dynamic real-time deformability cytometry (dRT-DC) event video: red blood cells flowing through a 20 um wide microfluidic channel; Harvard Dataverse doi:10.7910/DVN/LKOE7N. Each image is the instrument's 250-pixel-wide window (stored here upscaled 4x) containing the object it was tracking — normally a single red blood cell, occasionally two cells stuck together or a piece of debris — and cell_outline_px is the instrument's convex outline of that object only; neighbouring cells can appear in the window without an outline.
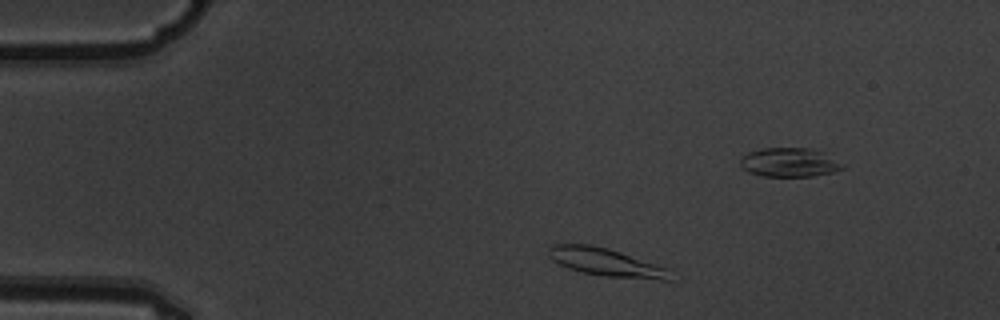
{"species": "common noctule bat (a hibernating species)", "species_latin": "Nyctalus noctula", "temperature_condition": "warm", "stored_images_in_passage": 14, "camera_frame_rate_fps": 3000, "um_per_image_px": 0.085, "animal": {"sex": "male", "body_mass_g": 19.5, "forearm_length_mm": 54.6}, "frame": {"image": 1, "passage_image": 1, "time_ms": 0.0, "image_size_px": [1000, 320], "cell_outline_px": [[672, 280], [660, 280], [604, 276], [580, 272], [568, 268], [552, 260], [548, 256], [548, 248], [552, 244], [592, 244], [608, 248], [668, 268]], "centroid_in_image_um": [51.48, 22.29], "position_along_channel_um": 33.5, "area_um2": 19.83}}
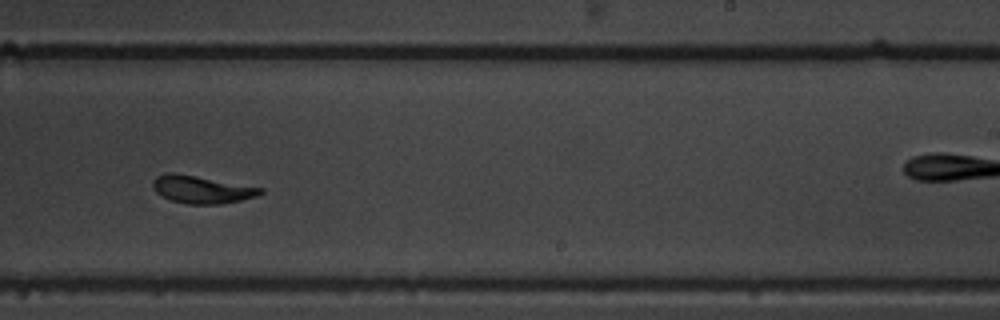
{"frame": {"image": 2, "passage_image": 8, "time_ms": 2.333, "image_size_px": [1000, 320], "cell_outline_px": [[264, 192], [256, 196], [240, 200], [220, 204], [184, 204], [172, 200], [156, 192], [152, 188], [152, 180], [156, 176], [168, 172], [172, 172], [196, 176], [264, 188]], "centroid_in_image_um": [17.12, 16.1], "position_along_channel_um": 271.9, "area_um2": 17.22}}
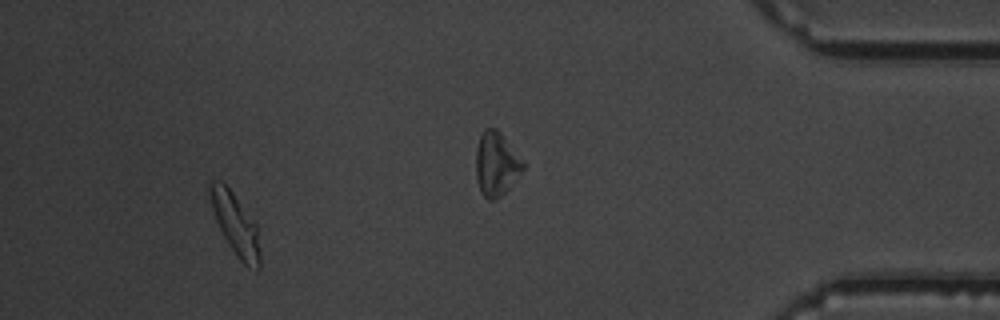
{"frame": {"image": 3, "passage_image": 12, "time_ms": 3.667, "image_size_px": [1000, 320], "cell_outline_px": [[260, 268], [256, 272], [248, 268], [236, 256], [228, 244], [216, 220], [208, 196], [208, 180], [220, 180], [232, 192], [256, 224], [260, 248]], "centroid_in_image_um": [20.0, 19.08], "position_along_channel_um": 415.2, "area_um2": 18.09}}